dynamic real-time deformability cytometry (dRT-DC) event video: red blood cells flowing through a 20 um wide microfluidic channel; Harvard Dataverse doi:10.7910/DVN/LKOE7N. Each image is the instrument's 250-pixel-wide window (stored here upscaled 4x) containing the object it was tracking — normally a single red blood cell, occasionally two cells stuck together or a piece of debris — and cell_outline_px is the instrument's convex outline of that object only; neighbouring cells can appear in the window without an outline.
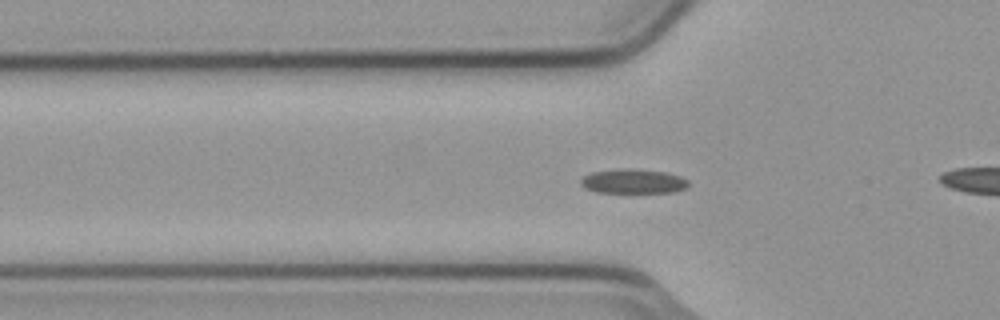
{"species": "common noctule bat (a hibernating species)", "species_latin": "Nyctalus noctula", "temperature_condition": "cold", "stored_images_in_passage": 56, "camera_frame_rate_fps": 3000, "um_per_image_px": 0.085, "animal": {"sex": "male", "body_mass_g": 23.1, "forearm_length_mm": 52.7}, "frame": {"image": 1, "passage_image": 18, "time_ms": 5.667, "image_size_px": [1000, 320], "cell_outline_px": [[688, 188], [676, 192], [596, 192], [584, 188], [580, 184], [580, 180], [584, 176], [592, 172], [624, 168], [632, 168], [664, 172], [680, 176], [688, 180]], "centroid_in_image_um": [53.83, 15.41], "position_along_channel_um": 72.0, "area_um2": 15.37}}
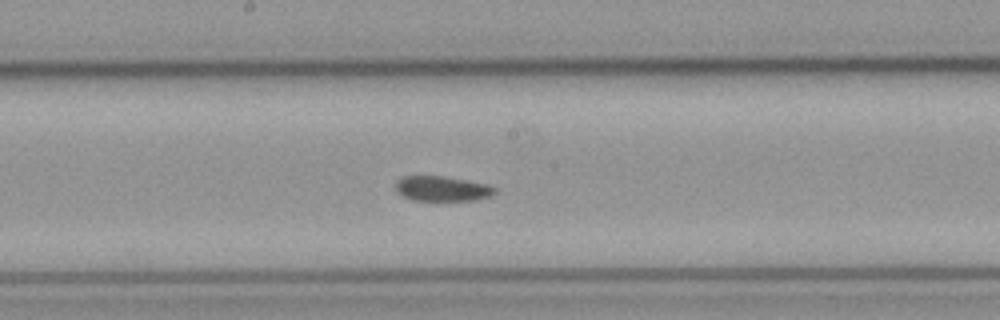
{"frame": {"image": 2, "passage_image": 29, "time_ms": 9.333, "image_size_px": [1000, 320], "cell_outline_px": [[496, 192], [492, 196], [476, 200], [412, 200], [396, 192], [396, 180], [404, 176], [444, 176], [488, 184], [496, 188]], "centroid_in_image_um": [37.6, 16.03], "position_along_channel_um": 210.6, "area_um2": 14.51}}
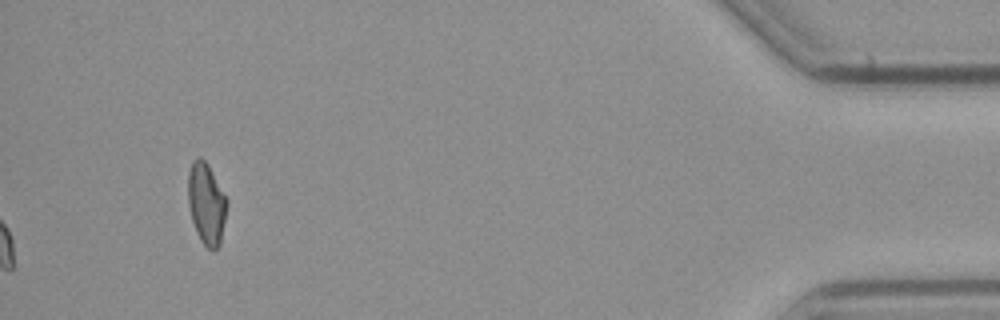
{"frame": {"image": 3, "passage_image": 56, "time_ms": 18.333, "image_size_px": [1000, 320], "cell_outline_px": [[228, 204], [220, 244], [212, 252], [200, 240], [196, 232], [192, 220], [188, 204], [188, 172], [192, 164], [200, 156], [208, 164], [228, 200]], "centroid_in_image_um": [17.55, 17.33], "position_along_channel_um": 417.6, "area_um2": 18.44}, "authors_computed_cell_mechanics": {"area_um2": 15.1725, "velocity_mm_per_s": 3.7453, "shape_relaxation_time_tau1_ms": null, "shape_relaxation_time_tau2_ms": 9.1831, "deformation_change_tau1": null, "deformation_change_tau2": 0.1036}}